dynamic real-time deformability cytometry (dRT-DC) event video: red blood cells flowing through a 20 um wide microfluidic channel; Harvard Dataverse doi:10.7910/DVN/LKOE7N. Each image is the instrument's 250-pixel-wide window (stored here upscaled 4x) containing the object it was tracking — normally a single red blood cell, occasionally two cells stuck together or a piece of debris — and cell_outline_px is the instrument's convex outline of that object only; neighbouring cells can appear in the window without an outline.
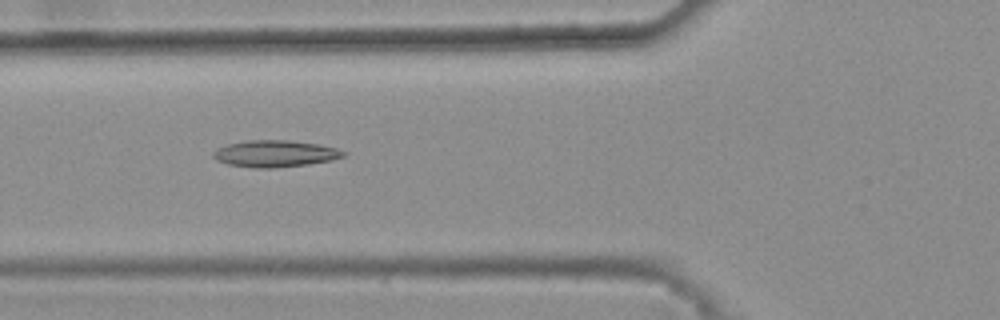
{"species": "common noctule bat (a hibernating species)", "species_latin": "Nyctalus noctula", "temperature_condition": "warm", "stored_images_in_passage": 47, "camera_frame_rate_fps": 3000, "um_per_image_px": 0.085, "animal": {"sex": "female", "body_mass_g": 25.1}, "frame": {"image": 1, "passage_image": 20, "time_ms": 6.333, "image_size_px": [1000, 320], "cell_outline_px": [[344, 156], [332, 160], [308, 164], [272, 168], [256, 168], [228, 164], [216, 160], [212, 156], [212, 152], [216, 148], [228, 144], [248, 140], [288, 140], [316, 144], [336, 148], [344, 152]], "centroid_in_image_um": [23.33, 13.06], "position_along_channel_um": 102.5, "area_um2": 20.11}}
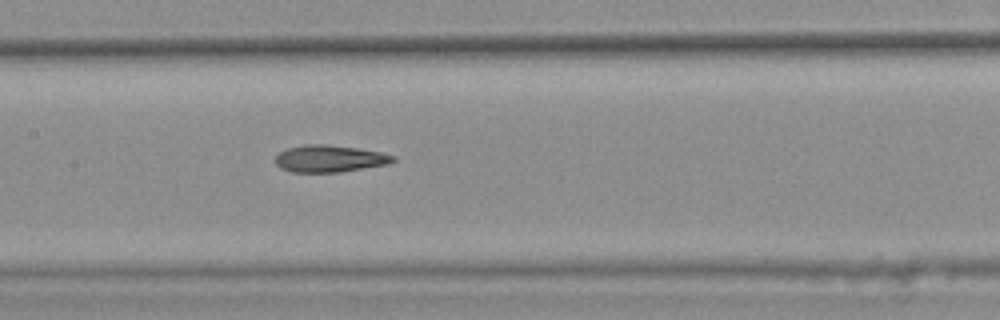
{"frame": {"image": 2, "passage_image": 26, "time_ms": 8.333, "image_size_px": [1000, 320], "cell_outline_px": [[396, 160], [388, 164], [340, 172], [292, 172], [280, 168], [276, 164], [276, 156], [280, 152], [288, 148], [304, 144], [324, 144], [356, 148], [380, 152], [396, 156]], "centroid_in_image_um": [28.02, 13.48], "position_along_channel_um": 179.4, "area_um2": 18.44}}
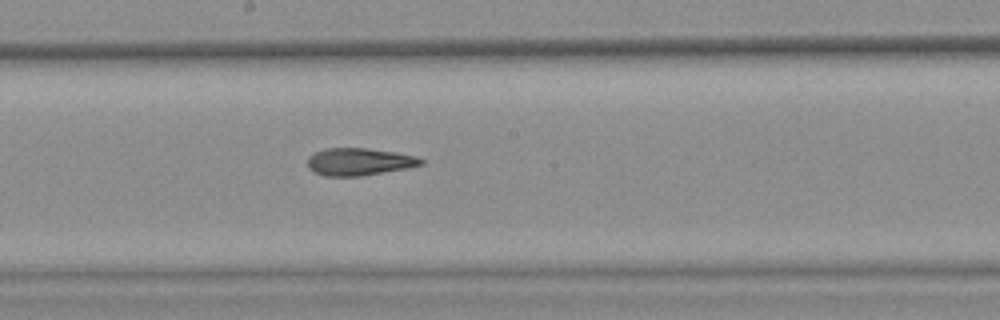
{"frame": {"image": 3, "passage_image": 29, "time_ms": 9.333, "image_size_px": [1000, 320], "cell_outline_px": [[424, 164], [404, 168], [360, 176], [324, 176], [308, 168], [308, 156], [324, 148], [364, 148], [396, 152], [416, 156], [424, 160]], "centroid_in_image_um": [30.51, 13.74], "position_along_channel_um": 217.7, "area_um2": 17.92}, "authors_computed_cell_mechanics": {"area_um2": 18.8428, "velocity_mm_per_s": 3.8421, "shape_relaxation_time_tau1_ms": null, "shape_relaxation_time_tau2_ms": 4.5535, "deformation_change_tau1": null, "deformation_change_tau2": 0.1511}}